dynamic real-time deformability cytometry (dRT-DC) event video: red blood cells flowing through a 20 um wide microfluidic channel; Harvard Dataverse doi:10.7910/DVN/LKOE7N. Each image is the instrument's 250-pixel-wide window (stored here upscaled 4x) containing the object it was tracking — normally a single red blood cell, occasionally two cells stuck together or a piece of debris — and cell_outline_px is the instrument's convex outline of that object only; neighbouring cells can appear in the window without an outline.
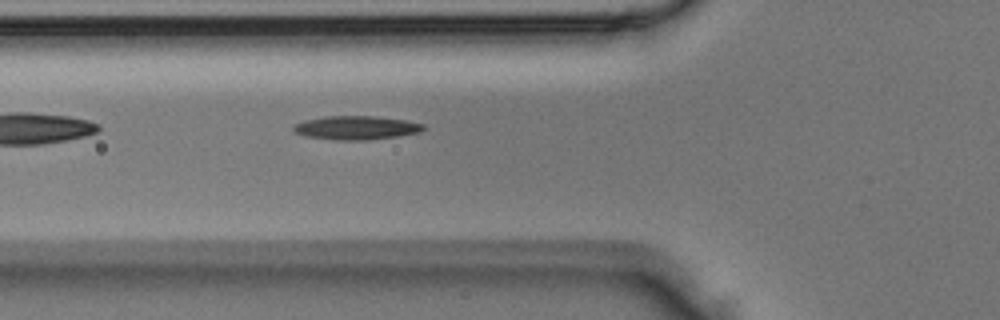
{"species": "Egyptian fruit bat (a non-hibernating species)", "species_latin": "Rousettus aegyptiacus", "temperature_condition": "room temperature", "stored_images_in_passage": 4, "segment_of_instrument_passage": [2, 2], "camera_frame_rate_fps": 3000, "um_per_image_px": 0.085, "animal": {"sex": "male"}, "frame": {"image": 1, "passage_image": 4, "time_ms": 1.0, "image_size_px": [1000, 320], "cell_outline_px": [[424, 128], [420, 132], [400, 136], [364, 140], [336, 140], [304, 136], [292, 132], [292, 124], [304, 120], [324, 116], [376, 116], [404, 120], [424, 124]], "centroid_in_image_um": [30.21, 10.86], "position_along_channel_um": 95.6, "area_um2": 18.15}}